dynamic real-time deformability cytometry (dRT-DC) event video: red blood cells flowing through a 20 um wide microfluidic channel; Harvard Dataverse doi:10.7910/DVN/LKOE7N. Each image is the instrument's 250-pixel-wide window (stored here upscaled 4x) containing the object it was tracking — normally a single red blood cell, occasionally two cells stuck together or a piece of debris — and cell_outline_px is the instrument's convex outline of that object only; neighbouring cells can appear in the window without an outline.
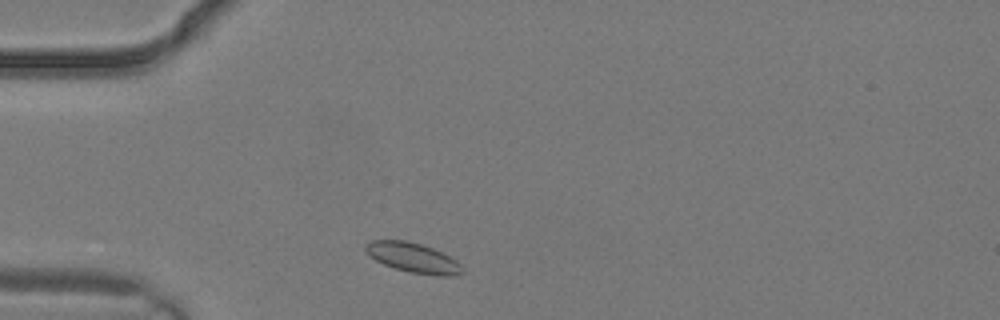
{"species": "common noctule bat (a hibernating species)", "species_latin": "Nyctalus noctula", "temperature_condition": "warm", "stored_images_in_passage": 1, "camera_frame_rate_fps": 3000, "um_per_image_px": 0.085, "animal": {"sex": "male", "body_mass_g": 19.2, "forearm_length_mm": 51.8}, "frame": {"image": 1, "passage_image": 1, "time_ms": 0.0, "image_size_px": [1000, 320], "cell_outline_px": [[464, 272], [456, 276], [440, 276], [408, 272], [384, 264], [376, 260], [364, 248], [364, 244], [372, 240], [404, 240], [420, 244], [432, 248], [456, 260], [464, 268]], "centroid_in_image_um": [35.14, 21.92], "position_along_channel_um": 49.9, "area_um2": 16.65}}